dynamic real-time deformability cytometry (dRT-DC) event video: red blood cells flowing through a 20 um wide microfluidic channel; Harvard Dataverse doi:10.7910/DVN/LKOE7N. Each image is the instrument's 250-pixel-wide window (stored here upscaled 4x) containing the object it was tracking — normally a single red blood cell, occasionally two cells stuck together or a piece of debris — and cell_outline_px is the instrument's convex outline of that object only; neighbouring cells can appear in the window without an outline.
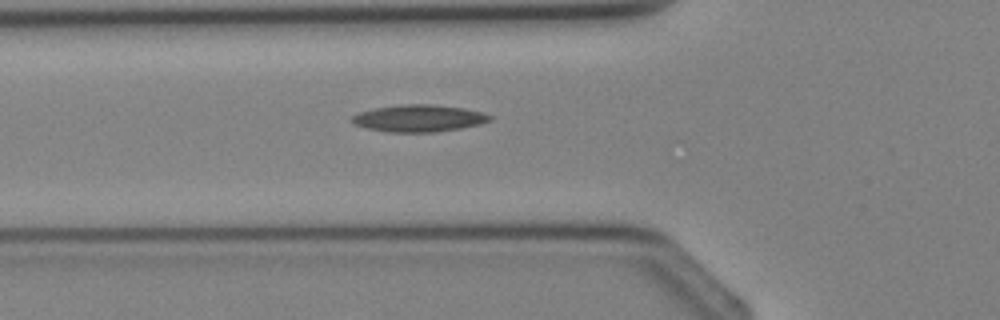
{"species": "Egyptian fruit bat (a non-hibernating species)", "species_latin": "Rousettus aegyptiacus", "temperature_condition": "cold", "stored_images_in_passage": 3, "camera_frame_rate_fps": 3000, "um_per_image_px": 0.085, "animal": {"sex": "female"}, "frame": {"image": 1, "passage_image": 3, "time_ms": 2.333, "image_size_px": [1000, 320], "cell_outline_px": [[492, 120], [480, 124], [460, 128], [432, 132], [388, 132], [368, 128], [352, 124], [352, 116], [360, 112], [376, 108], [400, 104], [432, 104], [464, 108], [480, 112], [492, 116]], "centroid_in_image_um": [35.6, 10.05], "position_along_channel_um": 90.2, "area_um2": 21.56}}